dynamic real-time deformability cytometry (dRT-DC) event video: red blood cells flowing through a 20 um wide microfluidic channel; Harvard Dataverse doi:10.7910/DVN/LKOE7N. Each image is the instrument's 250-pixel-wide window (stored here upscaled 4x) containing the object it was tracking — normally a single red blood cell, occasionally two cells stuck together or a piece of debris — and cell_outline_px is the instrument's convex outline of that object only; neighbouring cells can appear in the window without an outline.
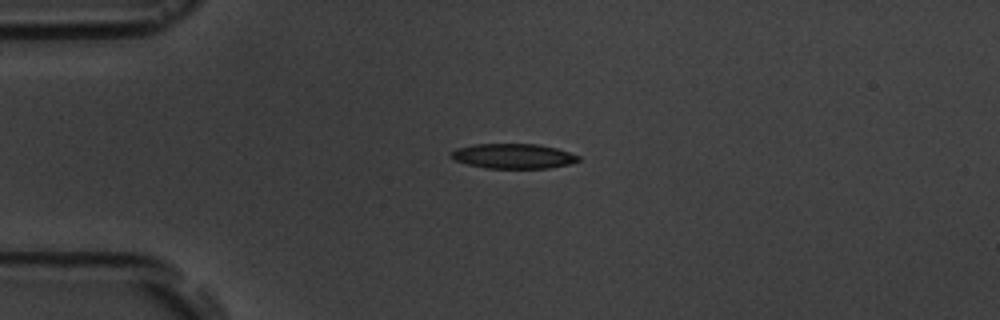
{"species": "common noctule bat (a hibernating species)", "species_latin": "Nyctalus noctula", "temperature_condition": "room temperature", "stored_images_in_passage": 5, "camera_frame_rate_fps": 3000, "um_per_image_px": 0.085, "animal": {"sex": "male", "body_mass_g": 19.5, "forearm_length_mm": 54.6}, "frame": {"image": 1, "passage_image": 3, "time_ms": 2.333, "image_size_px": [1000, 320], "cell_outline_px": [[580, 160], [572, 164], [548, 168], [488, 168], [468, 164], [456, 160], [452, 156], [452, 152], [456, 148], [472, 144], [536, 144], [556, 148], [580, 156]], "centroid_in_image_um": [43.67, 13.27], "position_along_channel_um": 41.3, "area_um2": 18.32}}
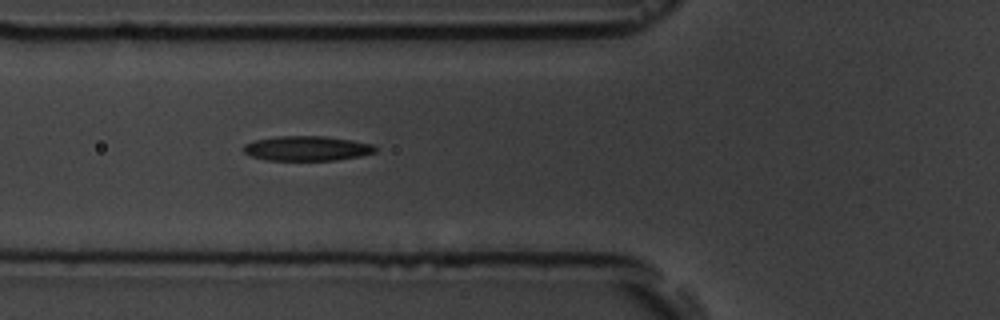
{"frame": {"image": 2, "passage_image": 5, "time_ms": 4.667, "image_size_px": [1000, 320], "cell_outline_px": [[376, 152], [360, 156], [336, 160], [268, 160], [252, 156], [244, 152], [244, 144], [256, 140], [276, 136], [324, 136], [352, 140], [372, 144], [376, 148]], "centroid_in_image_um": [26.11, 12.61], "position_along_channel_um": 99.7, "area_um2": 18.9}}